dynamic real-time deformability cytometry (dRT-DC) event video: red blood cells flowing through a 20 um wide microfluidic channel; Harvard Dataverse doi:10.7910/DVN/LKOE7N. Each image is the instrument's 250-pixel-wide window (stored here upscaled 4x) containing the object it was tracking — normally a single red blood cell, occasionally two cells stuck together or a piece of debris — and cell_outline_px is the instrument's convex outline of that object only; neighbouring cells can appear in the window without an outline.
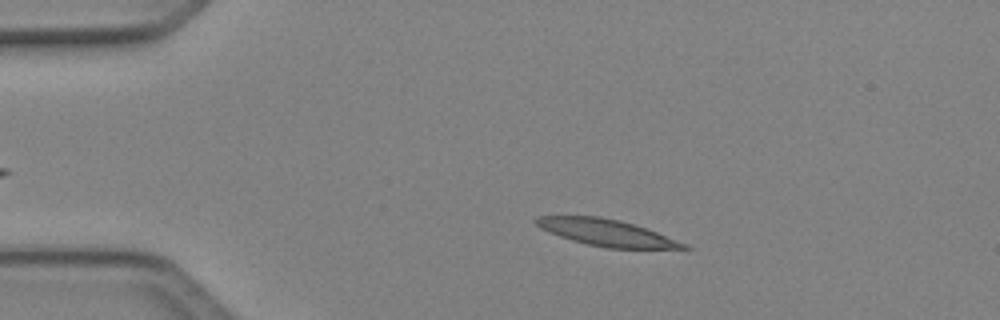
{"species": "Egyptian fruit bat (a non-hibernating species)", "species_latin": "Rousettus aegyptiacus", "temperature_condition": "cold", "stored_images_in_passage": 42, "camera_frame_rate_fps": 3000, "um_per_image_px": 0.085, "animal": {"sex": "female"}, "frame": {"image": 1, "passage_image": 9, "time_ms": 2.667, "image_size_px": [1000, 320], "cell_outline_px": [[692, 248], [608, 248], [588, 244], [572, 240], [548, 232], [540, 228], [532, 220], [536, 216], [600, 216], [620, 220], [656, 232], [688, 244]], "centroid_in_image_um": [51.5, 19.76], "position_along_channel_um": 33.5, "area_um2": 22.6}}
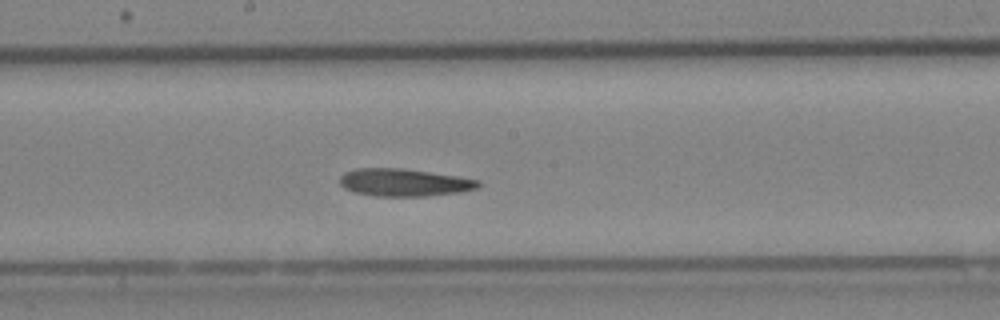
{"frame": {"image": 2, "passage_image": 26, "time_ms": 8.333, "image_size_px": [1000, 320], "cell_outline_px": [[480, 184], [476, 188], [460, 192], [428, 196], [376, 196], [352, 192], [344, 188], [340, 184], [340, 176], [344, 172], [356, 168], [404, 168], [456, 176], [480, 180]], "centroid_in_image_um": [34.31, 15.51], "position_along_channel_um": 213.9, "area_um2": 22.31}}
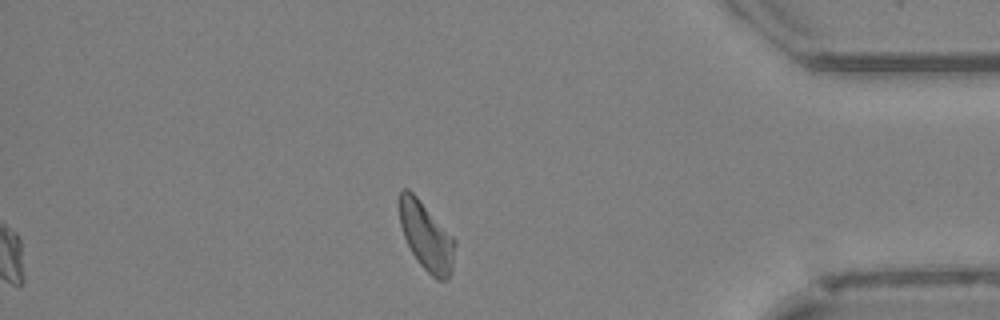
{"frame": {"image": 3, "passage_image": 42, "time_ms": 13.667, "image_size_px": [1000, 320], "cell_outline_px": [[456, 244], [452, 268], [448, 280], [436, 280], [420, 264], [412, 252], [404, 236], [400, 224], [400, 188], [408, 188], [416, 196], [456, 240]], "centroid_in_image_um": [36.25, 20.11], "position_along_channel_um": 398.9, "area_um2": 21.73}}